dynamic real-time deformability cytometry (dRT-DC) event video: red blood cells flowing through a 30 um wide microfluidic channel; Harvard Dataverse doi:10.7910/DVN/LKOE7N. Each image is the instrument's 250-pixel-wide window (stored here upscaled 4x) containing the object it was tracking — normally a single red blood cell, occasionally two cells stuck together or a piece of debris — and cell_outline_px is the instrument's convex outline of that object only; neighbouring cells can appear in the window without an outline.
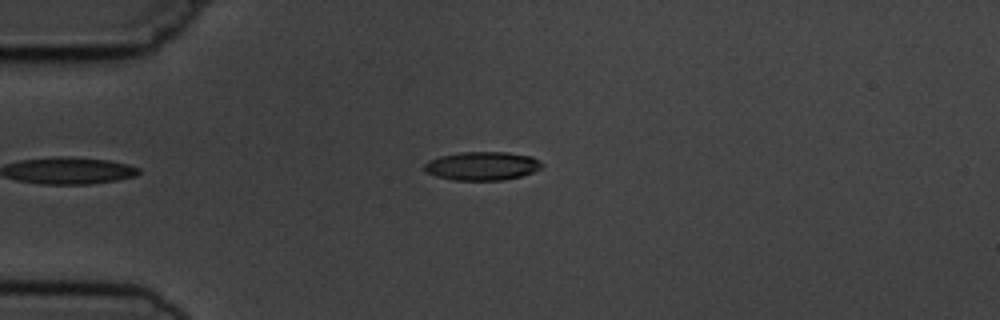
{"species": "common noctule bat (a hibernating species)", "species_latin": "Nyctalus noctula", "temperature_condition": "cold", "stored_images_in_passage": 4, "camera_frame_rate_fps": 3000, "um_per_image_px": 0.085, "animal": {"sex": "male", "body_mass_g": 19.5, "forearm_length_mm": 54.6}, "frame": {"image": 1, "passage_image": 4, "time_ms": 4.333, "image_size_px": [1000, 320], "cell_outline_px": [[544, 164], [540, 168], [532, 172], [520, 176], [504, 180], [452, 180], [436, 176], [428, 172], [424, 168], [424, 164], [428, 160], [440, 156], [460, 152], [508, 152], [532, 156]], "centroid_in_image_um": [40.98, 14.1], "position_along_channel_um": 44.0, "area_um2": 19.54}}